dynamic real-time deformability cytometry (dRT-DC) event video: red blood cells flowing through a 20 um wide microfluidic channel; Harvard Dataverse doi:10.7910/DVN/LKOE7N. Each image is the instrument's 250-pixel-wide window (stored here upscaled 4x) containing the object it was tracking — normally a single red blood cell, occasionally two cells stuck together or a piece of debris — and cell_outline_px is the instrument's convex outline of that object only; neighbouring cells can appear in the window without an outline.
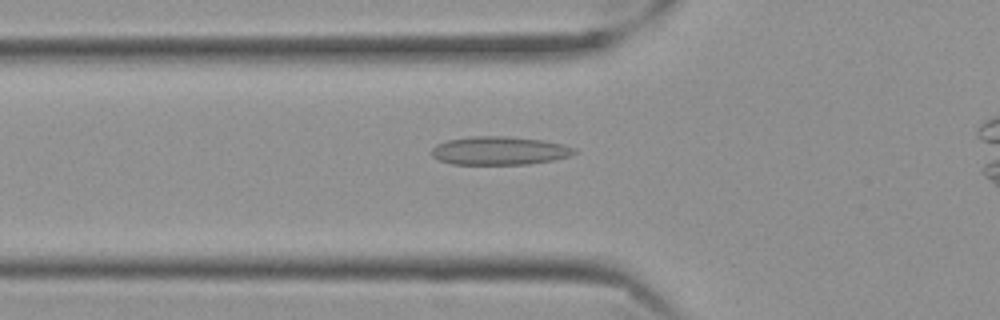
{"species": "Egyptian fruit bat (a non-hibernating species)", "species_latin": "Rousettus aegyptiacus", "temperature_condition": "cold", "stored_images_in_passage": 42, "camera_frame_rate_fps": 3000, "um_per_image_px": 0.085, "frame": {"image": 1, "passage_image": 10, "time_ms": 3.0, "image_size_px": [1000, 320], "cell_outline_px": [[576, 152], [568, 156], [552, 160], [528, 164], [452, 164], [440, 160], [432, 156], [428, 152], [436, 144], [448, 140], [472, 136], [504, 136], [544, 140], [564, 144], [576, 148]], "centroid_in_image_um": [42.43, 12.8], "position_along_channel_um": 83.4, "area_um2": 23.64}}
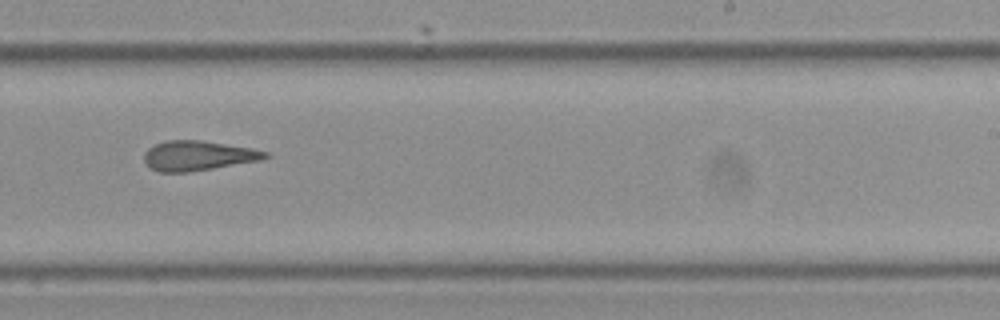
{"frame": {"image": 2, "passage_image": 26, "time_ms": 8.333, "image_size_px": [1000, 320], "cell_outline_px": [[272, 156], [260, 160], [188, 172], [160, 172], [152, 168], [144, 160], [144, 152], [148, 148], [156, 144], [168, 140], [200, 140], [252, 148], [268, 152]], "centroid_in_image_um": [16.85, 13.22], "position_along_channel_um": 272.2, "area_um2": 20.81}}
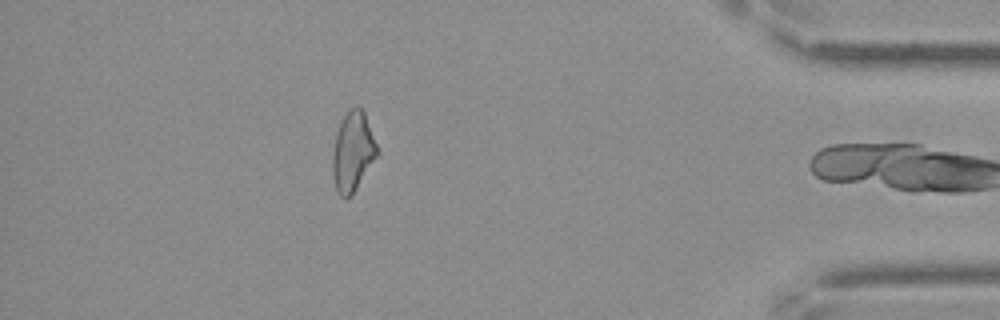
{"frame": {"image": 3, "passage_image": 41, "time_ms": 13.333, "image_size_px": [1000, 320], "cell_outline_px": [[380, 156], [352, 192], [348, 196], [340, 196], [336, 188], [332, 172], [332, 152], [336, 132], [344, 116], [356, 104], [360, 104], [364, 112], [380, 152]], "centroid_in_image_um": [30.01, 12.85], "position_along_channel_um": 405.2, "area_um2": 20.69}, "authors_computed_cell_mechanics": {"area_um2": 21.097, "velocity_mm_per_s": 3.5217, "shape_relaxation_time_tau1_ms": null, "shape_relaxation_time_tau2_ms": 4.4981, "deformation_change_tau1": null, "deformation_change_tau2": 0.1512}}